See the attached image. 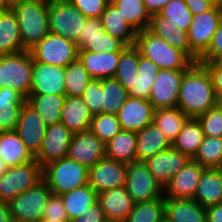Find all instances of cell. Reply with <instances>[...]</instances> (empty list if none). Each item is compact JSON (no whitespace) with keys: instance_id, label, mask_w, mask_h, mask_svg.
I'll return each mask as SVG.
<instances>
[{"instance_id":"obj_1","label":"cell","mask_w":222,"mask_h":222,"mask_svg":"<svg viewBox=\"0 0 222 222\" xmlns=\"http://www.w3.org/2000/svg\"><path fill=\"white\" fill-rule=\"evenodd\" d=\"M216 106L211 75L203 64L194 62L183 75L177 107L188 117L197 118Z\"/></svg>"},{"instance_id":"obj_2","label":"cell","mask_w":222,"mask_h":222,"mask_svg":"<svg viewBox=\"0 0 222 222\" xmlns=\"http://www.w3.org/2000/svg\"><path fill=\"white\" fill-rule=\"evenodd\" d=\"M11 9L17 18L23 49L29 51L50 32L48 0H23Z\"/></svg>"},{"instance_id":"obj_3","label":"cell","mask_w":222,"mask_h":222,"mask_svg":"<svg viewBox=\"0 0 222 222\" xmlns=\"http://www.w3.org/2000/svg\"><path fill=\"white\" fill-rule=\"evenodd\" d=\"M134 46L140 55L153 61L160 69L187 70L194 63L186 53L170 46L148 28L137 32Z\"/></svg>"},{"instance_id":"obj_4","label":"cell","mask_w":222,"mask_h":222,"mask_svg":"<svg viewBox=\"0 0 222 222\" xmlns=\"http://www.w3.org/2000/svg\"><path fill=\"white\" fill-rule=\"evenodd\" d=\"M42 179L53 195L60 196L89 184V168L65 157L45 165Z\"/></svg>"},{"instance_id":"obj_5","label":"cell","mask_w":222,"mask_h":222,"mask_svg":"<svg viewBox=\"0 0 222 222\" xmlns=\"http://www.w3.org/2000/svg\"><path fill=\"white\" fill-rule=\"evenodd\" d=\"M33 57L28 50L0 56V88H11L26 99L33 83Z\"/></svg>"},{"instance_id":"obj_6","label":"cell","mask_w":222,"mask_h":222,"mask_svg":"<svg viewBox=\"0 0 222 222\" xmlns=\"http://www.w3.org/2000/svg\"><path fill=\"white\" fill-rule=\"evenodd\" d=\"M49 31L77 44L85 17L69 0H48Z\"/></svg>"},{"instance_id":"obj_7","label":"cell","mask_w":222,"mask_h":222,"mask_svg":"<svg viewBox=\"0 0 222 222\" xmlns=\"http://www.w3.org/2000/svg\"><path fill=\"white\" fill-rule=\"evenodd\" d=\"M52 195L47 183L42 179L32 188L22 192L8 202L14 222H40L45 207Z\"/></svg>"},{"instance_id":"obj_8","label":"cell","mask_w":222,"mask_h":222,"mask_svg":"<svg viewBox=\"0 0 222 222\" xmlns=\"http://www.w3.org/2000/svg\"><path fill=\"white\" fill-rule=\"evenodd\" d=\"M78 50L73 41L49 32L29 51L35 62L65 68L78 58Z\"/></svg>"},{"instance_id":"obj_9","label":"cell","mask_w":222,"mask_h":222,"mask_svg":"<svg viewBox=\"0 0 222 222\" xmlns=\"http://www.w3.org/2000/svg\"><path fill=\"white\" fill-rule=\"evenodd\" d=\"M42 180V166L36 161L8 167L0 176V201L9 202Z\"/></svg>"},{"instance_id":"obj_10","label":"cell","mask_w":222,"mask_h":222,"mask_svg":"<svg viewBox=\"0 0 222 222\" xmlns=\"http://www.w3.org/2000/svg\"><path fill=\"white\" fill-rule=\"evenodd\" d=\"M221 18L222 7L217 4L207 12L193 15L187 35L191 47V59L194 62H198L207 51Z\"/></svg>"},{"instance_id":"obj_11","label":"cell","mask_w":222,"mask_h":222,"mask_svg":"<svg viewBox=\"0 0 222 222\" xmlns=\"http://www.w3.org/2000/svg\"><path fill=\"white\" fill-rule=\"evenodd\" d=\"M125 187L135 203L164 198V189L153 177L144 161L127 164Z\"/></svg>"},{"instance_id":"obj_12","label":"cell","mask_w":222,"mask_h":222,"mask_svg":"<svg viewBox=\"0 0 222 222\" xmlns=\"http://www.w3.org/2000/svg\"><path fill=\"white\" fill-rule=\"evenodd\" d=\"M185 71L169 69L158 71L148 99L155 109L177 107L179 89Z\"/></svg>"},{"instance_id":"obj_13","label":"cell","mask_w":222,"mask_h":222,"mask_svg":"<svg viewBox=\"0 0 222 222\" xmlns=\"http://www.w3.org/2000/svg\"><path fill=\"white\" fill-rule=\"evenodd\" d=\"M72 137L73 133L62 123L48 126L35 160L43 168L51 162L67 157Z\"/></svg>"},{"instance_id":"obj_14","label":"cell","mask_w":222,"mask_h":222,"mask_svg":"<svg viewBox=\"0 0 222 222\" xmlns=\"http://www.w3.org/2000/svg\"><path fill=\"white\" fill-rule=\"evenodd\" d=\"M127 164L107 157L89 168V185L98 193L126 184Z\"/></svg>"},{"instance_id":"obj_15","label":"cell","mask_w":222,"mask_h":222,"mask_svg":"<svg viewBox=\"0 0 222 222\" xmlns=\"http://www.w3.org/2000/svg\"><path fill=\"white\" fill-rule=\"evenodd\" d=\"M67 157L90 168L105 157V144L90 129L73 134Z\"/></svg>"},{"instance_id":"obj_16","label":"cell","mask_w":222,"mask_h":222,"mask_svg":"<svg viewBox=\"0 0 222 222\" xmlns=\"http://www.w3.org/2000/svg\"><path fill=\"white\" fill-rule=\"evenodd\" d=\"M154 111L148 99L129 96L116 115L122 130L137 133L152 123Z\"/></svg>"},{"instance_id":"obj_17","label":"cell","mask_w":222,"mask_h":222,"mask_svg":"<svg viewBox=\"0 0 222 222\" xmlns=\"http://www.w3.org/2000/svg\"><path fill=\"white\" fill-rule=\"evenodd\" d=\"M46 128L47 126L43 119L26 102L20 111L15 131L34 156L41 148Z\"/></svg>"},{"instance_id":"obj_18","label":"cell","mask_w":222,"mask_h":222,"mask_svg":"<svg viewBox=\"0 0 222 222\" xmlns=\"http://www.w3.org/2000/svg\"><path fill=\"white\" fill-rule=\"evenodd\" d=\"M189 159L184 153L171 146L146 159L144 163L164 189L171 178L182 169Z\"/></svg>"},{"instance_id":"obj_19","label":"cell","mask_w":222,"mask_h":222,"mask_svg":"<svg viewBox=\"0 0 222 222\" xmlns=\"http://www.w3.org/2000/svg\"><path fill=\"white\" fill-rule=\"evenodd\" d=\"M204 169L199 163L189 159L165 186L164 198L193 199Z\"/></svg>"},{"instance_id":"obj_20","label":"cell","mask_w":222,"mask_h":222,"mask_svg":"<svg viewBox=\"0 0 222 222\" xmlns=\"http://www.w3.org/2000/svg\"><path fill=\"white\" fill-rule=\"evenodd\" d=\"M32 77L30 94L64 95L65 69L63 67L34 61Z\"/></svg>"},{"instance_id":"obj_21","label":"cell","mask_w":222,"mask_h":222,"mask_svg":"<svg viewBox=\"0 0 222 222\" xmlns=\"http://www.w3.org/2000/svg\"><path fill=\"white\" fill-rule=\"evenodd\" d=\"M97 200L100 202L107 220L125 222L135 205L125 186L98 193Z\"/></svg>"},{"instance_id":"obj_22","label":"cell","mask_w":222,"mask_h":222,"mask_svg":"<svg viewBox=\"0 0 222 222\" xmlns=\"http://www.w3.org/2000/svg\"><path fill=\"white\" fill-rule=\"evenodd\" d=\"M121 52L78 51V59L93 79L113 78Z\"/></svg>"},{"instance_id":"obj_23","label":"cell","mask_w":222,"mask_h":222,"mask_svg":"<svg viewBox=\"0 0 222 222\" xmlns=\"http://www.w3.org/2000/svg\"><path fill=\"white\" fill-rule=\"evenodd\" d=\"M164 215L170 222H207L206 209L194 199L165 198Z\"/></svg>"},{"instance_id":"obj_24","label":"cell","mask_w":222,"mask_h":222,"mask_svg":"<svg viewBox=\"0 0 222 222\" xmlns=\"http://www.w3.org/2000/svg\"><path fill=\"white\" fill-rule=\"evenodd\" d=\"M92 113L81 97L65 98L61 111V123L73 134L90 128Z\"/></svg>"},{"instance_id":"obj_25","label":"cell","mask_w":222,"mask_h":222,"mask_svg":"<svg viewBox=\"0 0 222 222\" xmlns=\"http://www.w3.org/2000/svg\"><path fill=\"white\" fill-rule=\"evenodd\" d=\"M136 137L137 161H145L172 146L166 135L153 123L137 132Z\"/></svg>"},{"instance_id":"obj_26","label":"cell","mask_w":222,"mask_h":222,"mask_svg":"<svg viewBox=\"0 0 222 222\" xmlns=\"http://www.w3.org/2000/svg\"><path fill=\"white\" fill-rule=\"evenodd\" d=\"M0 157L8 167L25 164L35 160V156L13 131H0Z\"/></svg>"},{"instance_id":"obj_27","label":"cell","mask_w":222,"mask_h":222,"mask_svg":"<svg viewBox=\"0 0 222 222\" xmlns=\"http://www.w3.org/2000/svg\"><path fill=\"white\" fill-rule=\"evenodd\" d=\"M148 29L155 35L166 40L170 46L180 49L191 58V47L187 32L180 30L178 26L170 23V20L165 16L160 13L153 14Z\"/></svg>"},{"instance_id":"obj_28","label":"cell","mask_w":222,"mask_h":222,"mask_svg":"<svg viewBox=\"0 0 222 222\" xmlns=\"http://www.w3.org/2000/svg\"><path fill=\"white\" fill-rule=\"evenodd\" d=\"M193 199L204 208L222 202V179L219 168L204 169Z\"/></svg>"},{"instance_id":"obj_29","label":"cell","mask_w":222,"mask_h":222,"mask_svg":"<svg viewBox=\"0 0 222 222\" xmlns=\"http://www.w3.org/2000/svg\"><path fill=\"white\" fill-rule=\"evenodd\" d=\"M24 51L17 18L11 8L0 9V56Z\"/></svg>"},{"instance_id":"obj_30","label":"cell","mask_w":222,"mask_h":222,"mask_svg":"<svg viewBox=\"0 0 222 222\" xmlns=\"http://www.w3.org/2000/svg\"><path fill=\"white\" fill-rule=\"evenodd\" d=\"M100 19L107 33L122 40L127 46L134 45L137 31L125 20L113 3L107 5Z\"/></svg>"},{"instance_id":"obj_31","label":"cell","mask_w":222,"mask_h":222,"mask_svg":"<svg viewBox=\"0 0 222 222\" xmlns=\"http://www.w3.org/2000/svg\"><path fill=\"white\" fill-rule=\"evenodd\" d=\"M65 98V95L57 94H30L26 102L34 108L48 127L61 123Z\"/></svg>"},{"instance_id":"obj_32","label":"cell","mask_w":222,"mask_h":222,"mask_svg":"<svg viewBox=\"0 0 222 222\" xmlns=\"http://www.w3.org/2000/svg\"><path fill=\"white\" fill-rule=\"evenodd\" d=\"M135 132L120 130L105 144V157L129 164L137 161Z\"/></svg>"},{"instance_id":"obj_33","label":"cell","mask_w":222,"mask_h":222,"mask_svg":"<svg viewBox=\"0 0 222 222\" xmlns=\"http://www.w3.org/2000/svg\"><path fill=\"white\" fill-rule=\"evenodd\" d=\"M201 123L197 118L189 117L178 136L172 143V147L193 159L204 139Z\"/></svg>"},{"instance_id":"obj_34","label":"cell","mask_w":222,"mask_h":222,"mask_svg":"<svg viewBox=\"0 0 222 222\" xmlns=\"http://www.w3.org/2000/svg\"><path fill=\"white\" fill-rule=\"evenodd\" d=\"M67 213L68 221L83 214L98 199L97 192L89 185L78 187L60 195Z\"/></svg>"},{"instance_id":"obj_35","label":"cell","mask_w":222,"mask_h":222,"mask_svg":"<svg viewBox=\"0 0 222 222\" xmlns=\"http://www.w3.org/2000/svg\"><path fill=\"white\" fill-rule=\"evenodd\" d=\"M188 118L178 107L157 108L152 123L173 143Z\"/></svg>"},{"instance_id":"obj_36","label":"cell","mask_w":222,"mask_h":222,"mask_svg":"<svg viewBox=\"0 0 222 222\" xmlns=\"http://www.w3.org/2000/svg\"><path fill=\"white\" fill-rule=\"evenodd\" d=\"M133 87L128 91L130 97L149 99L152 85L160 68L151 60L139 54V64L137 67Z\"/></svg>"},{"instance_id":"obj_37","label":"cell","mask_w":222,"mask_h":222,"mask_svg":"<svg viewBox=\"0 0 222 222\" xmlns=\"http://www.w3.org/2000/svg\"><path fill=\"white\" fill-rule=\"evenodd\" d=\"M125 20L138 32L147 29L151 16L147 12L143 0H110Z\"/></svg>"},{"instance_id":"obj_38","label":"cell","mask_w":222,"mask_h":222,"mask_svg":"<svg viewBox=\"0 0 222 222\" xmlns=\"http://www.w3.org/2000/svg\"><path fill=\"white\" fill-rule=\"evenodd\" d=\"M139 64V51L134 45L126 46L120 55L117 71L113 77L117 80L127 91L133 87L137 67Z\"/></svg>"},{"instance_id":"obj_39","label":"cell","mask_w":222,"mask_h":222,"mask_svg":"<svg viewBox=\"0 0 222 222\" xmlns=\"http://www.w3.org/2000/svg\"><path fill=\"white\" fill-rule=\"evenodd\" d=\"M65 92L67 97H81L87 84L93 79L77 58L65 68Z\"/></svg>"},{"instance_id":"obj_40","label":"cell","mask_w":222,"mask_h":222,"mask_svg":"<svg viewBox=\"0 0 222 222\" xmlns=\"http://www.w3.org/2000/svg\"><path fill=\"white\" fill-rule=\"evenodd\" d=\"M193 160L204 168L222 167V137L205 136Z\"/></svg>"},{"instance_id":"obj_41","label":"cell","mask_w":222,"mask_h":222,"mask_svg":"<svg viewBox=\"0 0 222 222\" xmlns=\"http://www.w3.org/2000/svg\"><path fill=\"white\" fill-rule=\"evenodd\" d=\"M103 113L117 114L129 97L128 91L114 78L101 79Z\"/></svg>"},{"instance_id":"obj_42","label":"cell","mask_w":222,"mask_h":222,"mask_svg":"<svg viewBox=\"0 0 222 222\" xmlns=\"http://www.w3.org/2000/svg\"><path fill=\"white\" fill-rule=\"evenodd\" d=\"M165 198L135 203L125 222H160L164 217Z\"/></svg>"},{"instance_id":"obj_43","label":"cell","mask_w":222,"mask_h":222,"mask_svg":"<svg viewBox=\"0 0 222 222\" xmlns=\"http://www.w3.org/2000/svg\"><path fill=\"white\" fill-rule=\"evenodd\" d=\"M159 13L170 20V23L178 26L180 30L185 32H188L193 20V14L184 0H171Z\"/></svg>"},{"instance_id":"obj_44","label":"cell","mask_w":222,"mask_h":222,"mask_svg":"<svg viewBox=\"0 0 222 222\" xmlns=\"http://www.w3.org/2000/svg\"><path fill=\"white\" fill-rule=\"evenodd\" d=\"M89 129L106 144L121 130V127L117 115L101 113L93 115Z\"/></svg>"},{"instance_id":"obj_45","label":"cell","mask_w":222,"mask_h":222,"mask_svg":"<svg viewBox=\"0 0 222 222\" xmlns=\"http://www.w3.org/2000/svg\"><path fill=\"white\" fill-rule=\"evenodd\" d=\"M127 45L120 39L111 36L105 30L99 35L90 39L78 51H92V52H121Z\"/></svg>"},{"instance_id":"obj_46","label":"cell","mask_w":222,"mask_h":222,"mask_svg":"<svg viewBox=\"0 0 222 222\" xmlns=\"http://www.w3.org/2000/svg\"><path fill=\"white\" fill-rule=\"evenodd\" d=\"M81 98L90 109L92 115L103 113V89L101 79H92L86 86Z\"/></svg>"},{"instance_id":"obj_47","label":"cell","mask_w":222,"mask_h":222,"mask_svg":"<svg viewBox=\"0 0 222 222\" xmlns=\"http://www.w3.org/2000/svg\"><path fill=\"white\" fill-rule=\"evenodd\" d=\"M204 136L222 137V111L218 106L207 110L197 117Z\"/></svg>"},{"instance_id":"obj_48","label":"cell","mask_w":222,"mask_h":222,"mask_svg":"<svg viewBox=\"0 0 222 222\" xmlns=\"http://www.w3.org/2000/svg\"><path fill=\"white\" fill-rule=\"evenodd\" d=\"M87 18H100L110 0H69Z\"/></svg>"},{"instance_id":"obj_49","label":"cell","mask_w":222,"mask_h":222,"mask_svg":"<svg viewBox=\"0 0 222 222\" xmlns=\"http://www.w3.org/2000/svg\"><path fill=\"white\" fill-rule=\"evenodd\" d=\"M43 218L53 219L58 221H68L67 213L64 208L63 201L58 195H51L45 207Z\"/></svg>"},{"instance_id":"obj_50","label":"cell","mask_w":222,"mask_h":222,"mask_svg":"<svg viewBox=\"0 0 222 222\" xmlns=\"http://www.w3.org/2000/svg\"><path fill=\"white\" fill-rule=\"evenodd\" d=\"M103 30L100 18H87L83 24L82 34H79L77 48L80 50L90 39L99 35Z\"/></svg>"},{"instance_id":"obj_51","label":"cell","mask_w":222,"mask_h":222,"mask_svg":"<svg viewBox=\"0 0 222 222\" xmlns=\"http://www.w3.org/2000/svg\"><path fill=\"white\" fill-rule=\"evenodd\" d=\"M27 99L11 88H0V108H22Z\"/></svg>"},{"instance_id":"obj_52","label":"cell","mask_w":222,"mask_h":222,"mask_svg":"<svg viewBox=\"0 0 222 222\" xmlns=\"http://www.w3.org/2000/svg\"><path fill=\"white\" fill-rule=\"evenodd\" d=\"M222 54V18L219 22L218 28L213 35L210 46L207 51L198 59V62H209L216 55Z\"/></svg>"},{"instance_id":"obj_53","label":"cell","mask_w":222,"mask_h":222,"mask_svg":"<svg viewBox=\"0 0 222 222\" xmlns=\"http://www.w3.org/2000/svg\"><path fill=\"white\" fill-rule=\"evenodd\" d=\"M22 108H0V131H13Z\"/></svg>"},{"instance_id":"obj_54","label":"cell","mask_w":222,"mask_h":222,"mask_svg":"<svg viewBox=\"0 0 222 222\" xmlns=\"http://www.w3.org/2000/svg\"><path fill=\"white\" fill-rule=\"evenodd\" d=\"M105 216L100 202H94L83 214L71 222H104Z\"/></svg>"},{"instance_id":"obj_55","label":"cell","mask_w":222,"mask_h":222,"mask_svg":"<svg viewBox=\"0 0 222 222\" xmlns=\"http://www.w3.org/2000/svg\"><path fill=\"white\" fill-rule=\"evenodd\" d=\"M184 2L193 15L207 12L216 5L214 0H184Z\"/></svg>"},{"instance_id":"obj_56","label":"cell","mask_w":222,"mask_h":222,"mask_svg":"<svg viewBox=\"0 0 222 222\" xmlns=\"http://www.w3.org/2000/svg\"><path fill=\"white\" fill-rule=\"evenodd\" d=\"M211 75L214 91L216 95H222V68L205 67Z\"/></svg>"},{"instance_id":"obj_57","label":"cell","mask_w":222,"mask_h":222,"mask_svg":"<svg viewBox=\"0 0 222 222\" xmlns=\"http://www.w3.org/2000/svg\"><path fill=\"white\" fill-rule=\"evenodd\" d=\"M205 209L207 213V222H222V202Z\"/></svg>"},{"instance_id":"obj_58","label":"cell","mask_w":222,"mask_h":222,"mask_svg":"<svg viewBox=\"0 0 222 222\" xmlns=\"http://www.w3.org/2000/svg\"><path fill=\"white\" fill-rule=\"evenodd\" d=\"M171 0H143L147 12L152 16L159 13L161 9Z\"/></svg>"},{"instance_id":"obj_59","label":"cell","mask_w":222,"mask_h":222,"mask_svg":"<svg viewBox=\"0 0 222 222\" xmlns=\"http://www.w3.org/2000/svg\"><path fill=\"white\" fill-rule=\"evenodd\" d=\"M0 222H14L8 202L0 201Z\"/></svg>"},{"instance_id":"obj_60","label":"cell","mask_w":222,"mask_h":222,"mask_svg":"<svg viewBox=\"0 0 222 222\" xmlns=\"http://www.w3.org/2000/svg\"><path fill=\"white\" fill-rule=\"evenodd\" d=\"M199 63L203 64L205 67H220V68H222V54L216 55L209 62H199Z\"/></svg>"},{"instance_id":"obj_61","label":"cell","mask_w":222,"mask_h":222,"mask_svg":"<svg viewBox=\"0 0 222 222\" xmlns=\"http://www.w3.org/2000/svg\"><path fill=\"white\" fill-rule=\"evenodd\" d=\"M23 0H5V9L11 8L14 5L21 3Z\"/></svg>"},{"instance_id":"obj_62","label":"cell","mask_w":222,"mask_h":222,"mask_svg":"<svg viewBox=\"0 0 222 222\" xmlns=\"http://www.w3.org/2000/svg\"><path fill=\"white\" fill-rule=\"evenodd\" d=\"M8 169V166L4 163L3 159L0 157V176L5 173Z\"/></svg>"},{"instance_id":"obj_63","label":"cell","mask_w":222,"mask_h":222,"mask_svg":"<svg viewBox=\"0 0 222 222\" xmlns=\"http://www.w3.org/2000/svg\"><path fill=\"white\" fill-rule=\"evenodd\" d=\"M217 97V106L222 111V95H216Z\"/></svg>"},{"instance_id":"obj_64","label":"cell","mask_w":222,"mask_h":222,"mask_svg":"<svg viewBox=\"0 0 222 222\" xmlns=\"http://www.w3.org/2000/svg\"><path fill=\"white\" fill-rule=\"evenodd\" d=\"M40 222H69V221H58L53 219L42 218Z\"/></svg>"},{"instance_id":"obj_65","label":"cell","mask_w":222,"mask_h":222,"mask_svg":"<svg viewBox=\"0 0 222 222\" xmlns=\"http://www.w3.org/2000/svg\"><path fill=\"white\" fill-rule=\"evenodd\" d=\"M0 9H5V0H0Z\"/></svg>"},{"instance_id":"obj_66","label":"cell","mask_w":222,"mask_h":222,"mask_svg":"<svg viewBox=\"0 0 222 222\" xmlns=\"http://www.w3.org/2000/svg\"><path fill=\"white\" fill-rule=\"evenodd\" d=\"M215 1V3L217 4V5H219L220 7H222V0H214Z\"/></svg>"},{"instance_id":"obj_67","label":"cell","mask_w":222,"mask_h":222,"mask_svg":"<svg viewBox=\"0 0 222 222\" xmlns=\"http://www.w3.org/2000/svg\"><path fill=\"white\" fill-rule=\"evenodd\" d=\"M104 222H123V221H119V220H105Z\"/></svg>"},{"instance_id":"obj_68","label":"cell","mask_w":222,"mask_h":222,"mask_svg":"<svg viewBox=\"0 0 222 222\" xmlns=\"http://www.w3.org/2000/svg\"><path fill=\"white\" fill-rule=\"evenodd\" d=\"M160 222H170V221L164 217Z\"/></svg>"},{"instance_id":"obj_69","label":"cell","mask_w":222,"mask_h":222,"mask_svg":"<svg viewBox=\"0 0 222 222\" xmlns=\"http://www.w3.org/2000/svg\"><path fill=\"white\" fill-rule=\"evenodd\" d=\"M219 171H220V176H221V179H222V167L219 168Z\"/></svg>"}]
</instances>
